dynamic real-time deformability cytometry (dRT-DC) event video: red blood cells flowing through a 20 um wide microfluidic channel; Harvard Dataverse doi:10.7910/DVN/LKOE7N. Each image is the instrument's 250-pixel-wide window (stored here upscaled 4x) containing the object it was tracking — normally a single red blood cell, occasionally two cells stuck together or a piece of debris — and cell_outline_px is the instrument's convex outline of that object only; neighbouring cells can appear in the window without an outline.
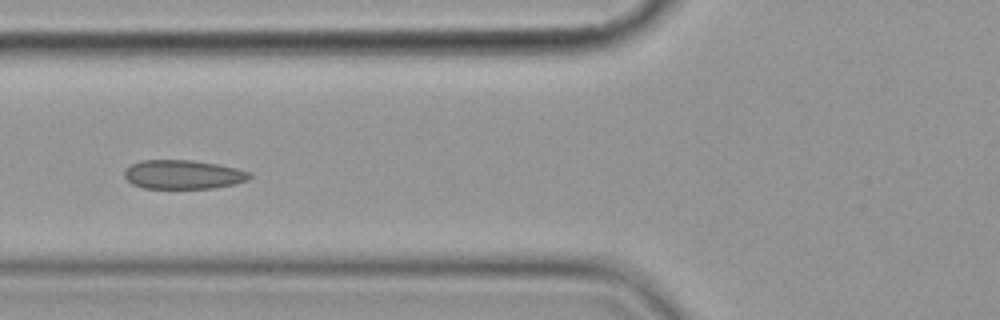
{"species": "common noctule bat (a hibernating species)", "species_latin": "Nyctalus noctula", "temperature_condition": "cold", "stored_images_in_passage": 7, "segment_of_instrument_passage": [2, 2], "camera_frame_rate_fps": 3000, "um_per_image_px": 0.085, "animal": {"sex": "female", "body_mass_g": 19.9}, "frame": {"image": 1, "passage_image": 6, "time_ms": 7.0, "image_size_px": [1000, 320], "cell_outline_px": [[596, 264], [476, 264], [468, 260], [484, 256], [528, 248], [572, 248]], "centroid_in_image_um": [45.51, 21.86], "position_along_channel_um": 80.3, "area_um2": 10.87}}